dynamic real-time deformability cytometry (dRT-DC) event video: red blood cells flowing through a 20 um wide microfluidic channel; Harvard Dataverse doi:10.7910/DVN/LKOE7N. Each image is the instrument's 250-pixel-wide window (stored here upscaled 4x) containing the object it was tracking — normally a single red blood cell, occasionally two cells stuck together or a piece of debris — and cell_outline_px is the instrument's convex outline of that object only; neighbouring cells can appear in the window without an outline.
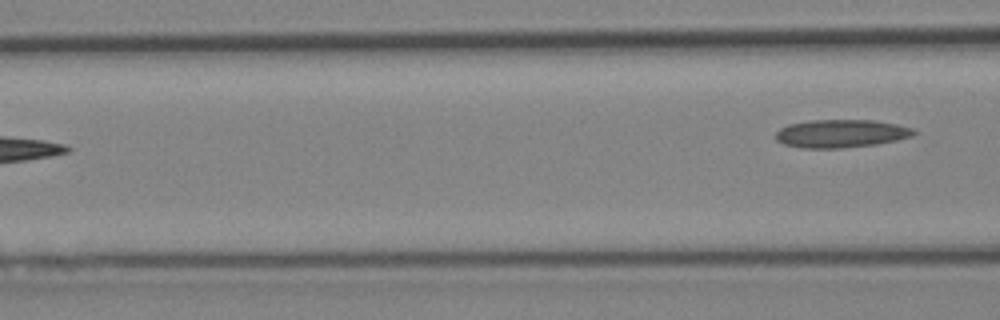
{"species": "Egyptian fruit bat (a non-hibernating species)", "species_latin": "Rousettus aegyptiacus", "temperature_condition": "cold", "stored_images_in_passage": 5, "camera_frame_rate_fps": 3000, "um_per_image_px": 0.085, "animal": {"sex": "female"}, "frame": {"image": 1, "passage_image": 5, "time_ms": 4.667, "image_size_px": [1000, 320], "cell_outline_px": [[916, 132], [912, 136], [896, 140], [876, 144], [844, 148], [800, 148], [784, 144], [776, 140], [776, 132], [780, 128], [788, 124], [808, 120], [872, 120], [896, 124], [912, 128]], "centroid_in_image_um": [71.45, 11.35], "position_along_channel_um": 95.2, "area_um2": 22.6}}